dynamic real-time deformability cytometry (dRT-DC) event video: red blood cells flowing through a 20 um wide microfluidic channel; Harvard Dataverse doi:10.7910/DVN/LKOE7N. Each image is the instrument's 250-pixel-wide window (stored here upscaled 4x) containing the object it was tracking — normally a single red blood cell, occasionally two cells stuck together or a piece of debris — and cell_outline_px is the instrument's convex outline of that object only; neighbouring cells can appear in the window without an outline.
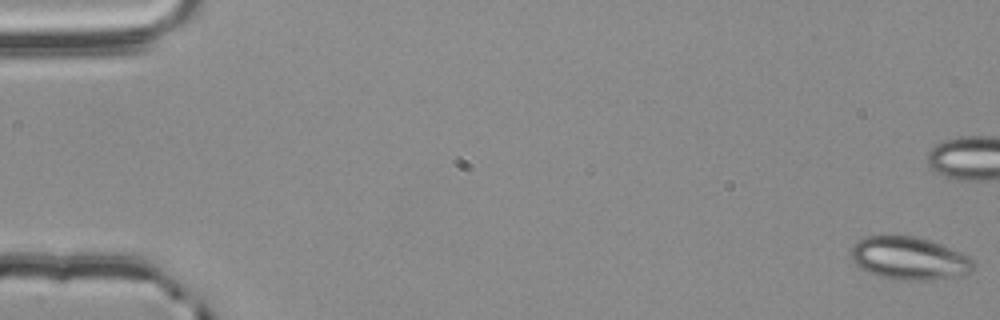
{"species": "common noctule bat (a hibernating species)", "species_latin": "Nyctalus noctula", "temperature_condition": "room temperature", "stored_images_in_passage": 57, "camera_frame_rate_fps": 3000, "um_per_image_px": 0.085, "animal": {"sex": "male", "body_mass_g": 20.4}, "frame": {"image": 1, "passage_image": 1, "time_ms": 0.0, "image_size_px": [1000, 320], "cell_outline_px": [[976, 264], [972, 272], [964, 276], [928, 280], [900, 280], [880, 276], [868, 272], [860, 268], [852, 260], [852, 248], [856, 240], [864, 236], [916, 236], [940, 244], [960, 252], [968, 256]], "centroid_in_image_um": [77.31, 21.97], "position_along_channel_um": 7.7, "area_um2": 30.69}}
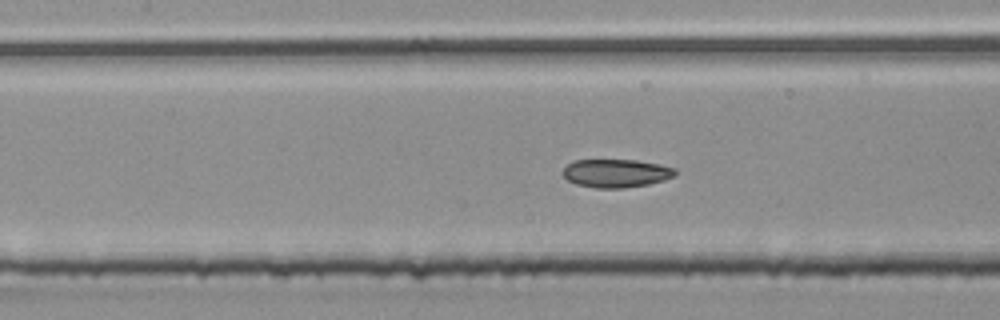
{"frame": {"image": 2, "passage_image": 26, "time_ms": 8.333, "image_size_px": [1000, 320], "cell_outline_px": [[676, 172], [672, 176], [664, 180], [648, 184], [620, 188], [596, 188], [576, 184], [568, 180], [564, 176], [564, 168], [568, 164], [576, 160], [636, 160], [660, 164], [676, 168]], "centroid_in_image_um": [52.38, 14.72], "position_along_channel_um": 155.0, "area_um2": 18.32}}
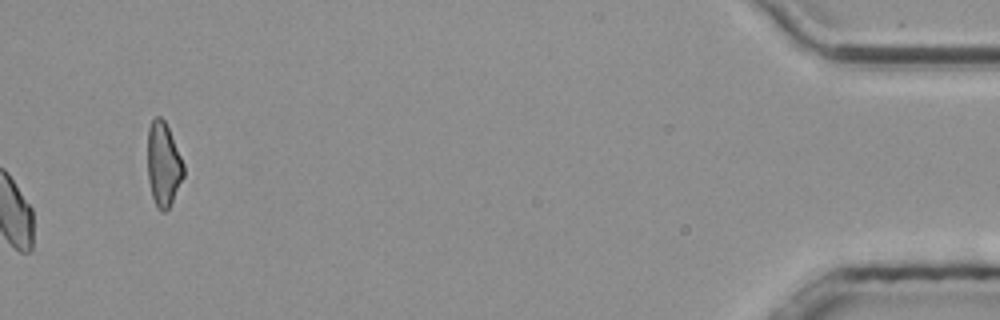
{"frame": {"image": 3, "passage_image": 57, "time_ms": 18.667, "image_size_px": [1000, 320], "cell_outline_px": [[184, 176], [168, 208], [164, 212], [160, 212], [156, 208], [152, 196], [148, 180], [148, 128], [152, 120], [156, 116], [160, 116], [164, 120], [168, 128], [184, 164]], "centroid_in_image_um": [13.88, 13.98], "position_along_channel_um": 421.3, "area_um2": 17.51}, "authors_computed_cell_mechanics": {"area_um2": 18.6694, "velocity_mm_per_s": 3.7856, "shape_relaxation_time_tau1_ms": null, "shape_relaxation_time_tau2_ms": 2.5124, "deformation_change_tau1": null, "deformation_change_tau2": 0.0758}}